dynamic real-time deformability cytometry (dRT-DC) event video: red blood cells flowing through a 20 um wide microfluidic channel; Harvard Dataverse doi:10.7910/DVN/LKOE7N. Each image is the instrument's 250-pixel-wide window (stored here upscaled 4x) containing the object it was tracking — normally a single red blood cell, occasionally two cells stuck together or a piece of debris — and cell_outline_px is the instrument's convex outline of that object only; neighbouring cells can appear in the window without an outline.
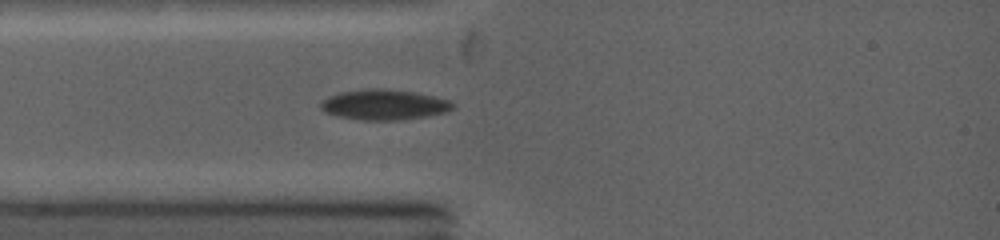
{"species": "common noctule bat (a hibernating species)", "species_latin": "Nyctalus noctula", "temperature_condition": "warm", "stored_images_in_passage": 80, "camera_frame_rate_fps": 5000, "um_per_image_px": 0.085, "animal": {"sex": "female", "body_mass_g": 19.0, "forearm_length_mm": 53.3}, "frame": {"image": 1, "passage_image": 1, "time_ms": 0.0, "image_size_px": [1000, 240], "cell_outline_px": [[456, 108], [444, 112], [424, 116], [396, 120], [364, 120], [336, 116], [324, 112], [320, 108], [320, 104], [324, 100], [332, 96], [344, 92], [412, 92], [432, 96], [448, 100]], "centroid_in_image_um": [32.66, 8.97], "position_along_channel_um": 52.3, "area_um2": 21.68}}
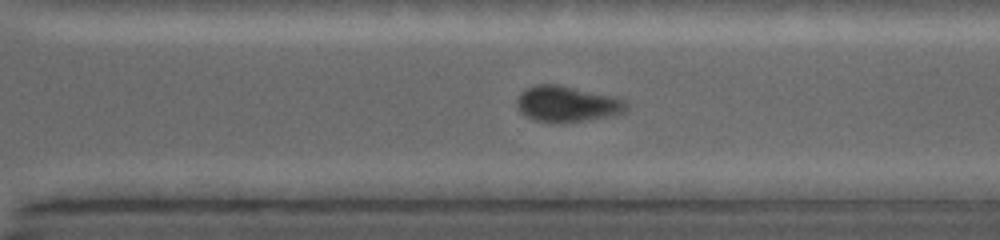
{"frame": {"image": 2, "passage_image": 37, "time_ms": 6.2, "image_size_px": [1000, 240], "cell_outline_px": [[628, 108], [624, 112], [612, 116], [588, 120], [560, 124], [552, 124], [532, 120], [524, 116], [516, 108], [516, 100], [520, 92], [536, 84], [556, 84], [612, 96], [624, 100], [628, 104]], "centroid_in_image_um": [48.15, 8.87], "position_along_channel_um": 322.5, "area_um2": 23.35}}
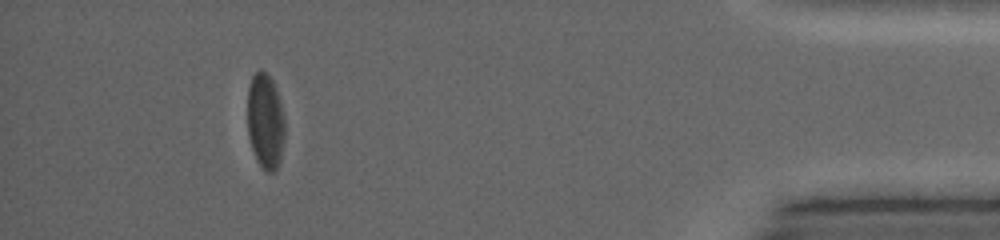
{"frame": {"image": 3, "passage_image": 61, "time_ms": 9.8, "image_size_px": [1000, 240], "cell_outline_px": [[284, 140], [280, 160], [276, 168], [272, 172], [268, 172], [256, 160], [248, 136], [248, 88], [252, 76], [260, 68], [268, 72], [276, 88], [284, 120]], "centroid_in_image_um": [22.54, 10.27], "position_along_channel_um": 412.7, "area_um2": 20.69}}